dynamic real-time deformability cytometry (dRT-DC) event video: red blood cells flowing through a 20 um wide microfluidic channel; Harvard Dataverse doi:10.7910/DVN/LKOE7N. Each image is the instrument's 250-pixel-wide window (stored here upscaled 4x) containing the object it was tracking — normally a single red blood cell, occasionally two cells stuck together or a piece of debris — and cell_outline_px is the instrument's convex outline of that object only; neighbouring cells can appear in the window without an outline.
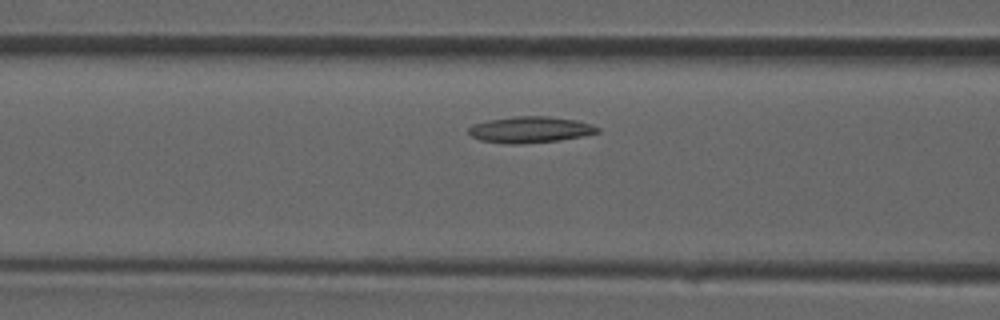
{"species": "common noctule bat (a hibernating species)", "species_latin": "Nyctalus noctula", "temperature_condition": "room temperature", "stored_images_in_passage": 29, "camera_frame_rate_fps": 3000, "um_per_image_px": 0.085, "animal": {"sex": "male", "forearm_length_mm": 52.5}, "frame": {"image": 1, "passage_image": 5, "time_ms": 1.333, "image_size_px": [1000, 320], "cell_outline_px": [[600, 132], [584, 136], [560, 140], [520, 144], [508, 144], [480, 140], [472, 136], [468, 132], [468, 128], [472, 124], [488, 120], [512, 116], [548, 116], [576, 120], [592, 124], [600, 128]], "centroid_in_image_um": [45.07, 11.02], "position_along_channel_um": 121.5, "area_um2": 19.88}}
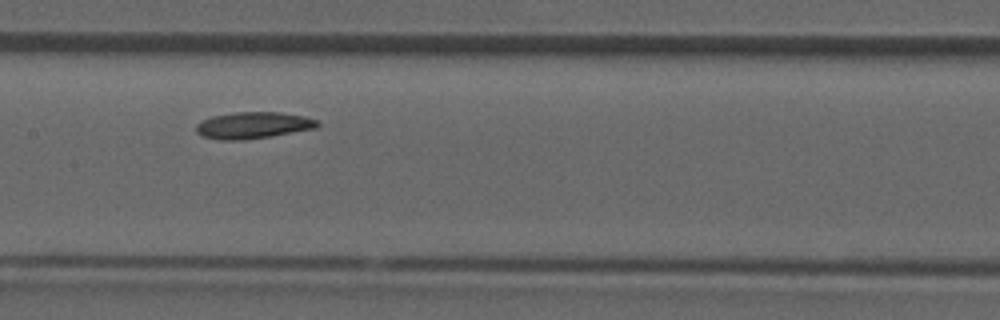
{"frame": {"image": 2, "passage_image": 9, "time_ms": 2.667, "image_size_px": [1000, 320], "cell_outline_px": [[320, 124], [316, 128], [244, 140], [220, 140], [204, 136], [196, 132], [196, 124], [212, 116], [232, 112], [280, 112], [304, 116], [316, 120]], "centroid_in_image_um": [21.5, 10.64], "position_along_channel_um": 185.9, "area_um2": 18.61}}
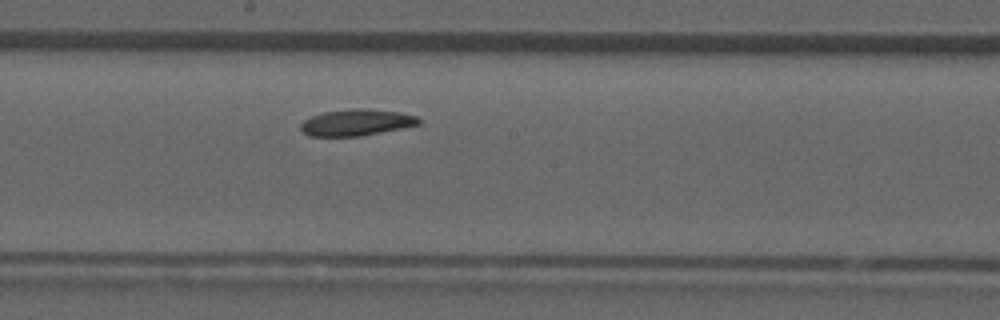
{"frame": {"image": 3, "passage_image": 11, "time_ms": 3.333, "image_size_px": [1000, 320], "cell_outline_px": [[424, 120], [420, 124], [360, 136], [308, 136], [300, 128], [300, 124], [304, 120], [312, 116], [324, 112], [352, 108], [360, 108], [400, 112], [416, 116]], "centroid_in_image_um": [30.3, 10.4], "position_along_channel_um": 217.9, "area_um2": 18.09}}